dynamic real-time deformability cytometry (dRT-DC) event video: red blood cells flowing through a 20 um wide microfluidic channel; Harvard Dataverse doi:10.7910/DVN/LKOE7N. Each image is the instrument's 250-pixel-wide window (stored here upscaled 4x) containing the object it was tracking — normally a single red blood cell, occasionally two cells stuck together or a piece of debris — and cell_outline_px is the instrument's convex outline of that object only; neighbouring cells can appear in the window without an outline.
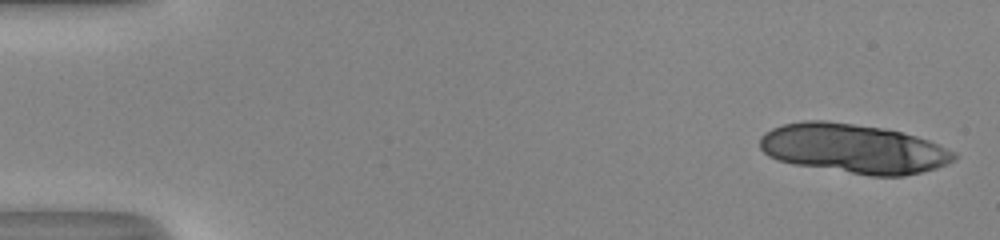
{"species": "human", "species_latin": "Homo sapiens", "temperature_condition": "room temperature", "stored_images_in_passage": 16, "camera_frame_rate_fps": 3000, "um_per_image_px": 0.085, "donor": {"sex": "male"}, "frame": {"image": 1, "passage_image": 1, "time_ms": 0.0, "image_size_px": [1000, 240], "cell_outline_px": [[956, 156], [952, 160], [936, 168], [904, 176], [872, 176], [792, 164], [776, 160], [768, 156], [760, 148], [760, 136], [764, 132], [772, 128], [784, 124], [804, 120], [824, 120], [884, 128], [916, 136], [928, 140], [956, 152]], "centroid_in_image_um": [72.5, 12.63], "position_along_channel_um": 12.5, "area_um2": 55.83}}